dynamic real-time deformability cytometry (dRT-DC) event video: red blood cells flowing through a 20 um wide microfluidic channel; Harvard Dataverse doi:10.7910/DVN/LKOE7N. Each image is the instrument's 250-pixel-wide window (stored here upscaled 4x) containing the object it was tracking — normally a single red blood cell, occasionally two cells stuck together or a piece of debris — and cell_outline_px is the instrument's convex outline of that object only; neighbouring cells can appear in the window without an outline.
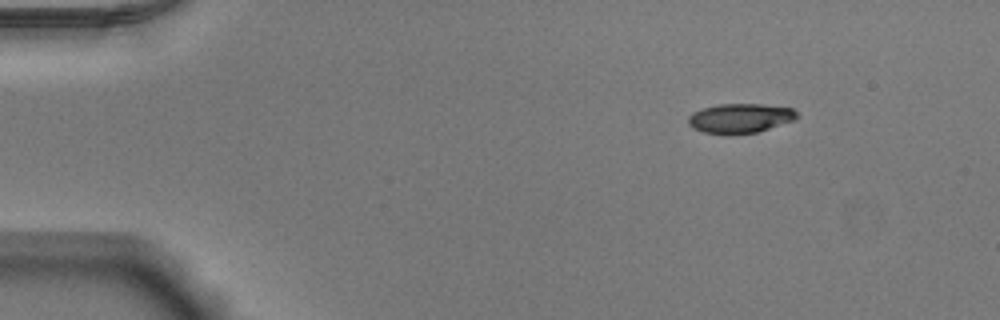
{"species": "Egyptian fruit bat (a non-hibernating species)", "species_latin": "Rousettus aegyptiacus", "temperature_condition": "warm", "stored_images_in_passage": 46, "camera_frame_rate_fps": 3000, "um_per_image_px": 0.085, "animal": {"sex": "male"}, "frame": {"image": 1, "passage_image": 1, "time_ms": 0.0, "image_size_px": [1000, 320], "cell_outline_px": [[800, 116], [792, 120], [756, 132], [704, 132], [692, 128], [688, 124], [688, 116], [692, 112], [704, 108], [720, 104], [760, 104], [792, 108]], "centroid_in_image_um": [62.89, 10.01], "position_along_channel_um": 22.1, "area_um2": 17.98}}
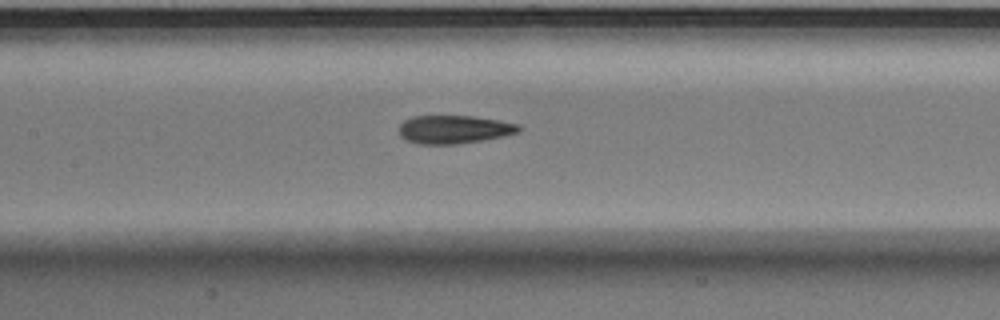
{"frame": {"image": 2, "passage_image": 19, "time_ms": 6.0, "image_size_px": [1000, 320], "cell_outline_px": [[520, 132], [504, 136], [484, 140], [456, 144], [416, 144], [404, 140], [400, 136], [400, 124], [404, 120], [412, 116], [472, 116], [520, 124]], "centroid_in_image_um": [38.57, 11.01], "position_along_channel_um": 168.8, "area_um2": 19.83}}
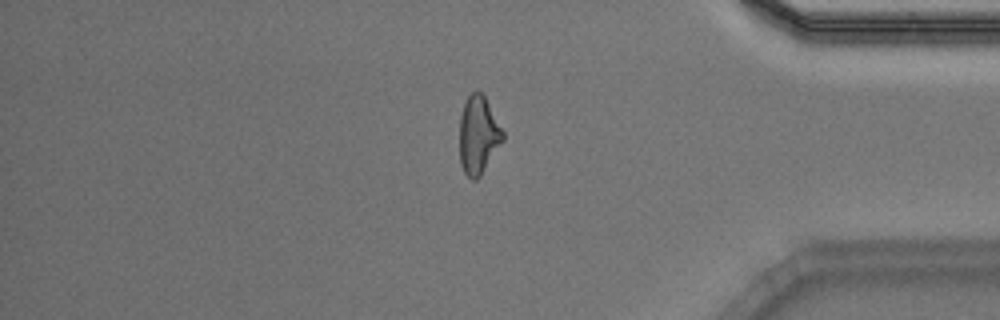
{"frame": {"image": 3, "passage_image": 38, "time_ms": 12.333, "image_size_px": [1000, 320], "cell_outline_px": [[504, 140], [480, 176], [476, 180], [472, 180], [464, 172], [460, 164], [460, 116], [464, 104], [468, 96], [472, 92], [480, 92], [484, 96], [504, 132]], "centroid_in_image_um": [40.66, 11.51], "position_along_channel_um": 394.5, "area_um2": 19.48}, "authors_computed_cell_mechanics": {"area_um2": 19.7676, "velocity_mm_per_s": 3.9297, "shape_relaxation_time_tau1_ms": null, "shape_relaxation_time_tau2_ms": 2.5419, "deformation_change_tau1": null, "deformation_change_tau2": 0.107}}